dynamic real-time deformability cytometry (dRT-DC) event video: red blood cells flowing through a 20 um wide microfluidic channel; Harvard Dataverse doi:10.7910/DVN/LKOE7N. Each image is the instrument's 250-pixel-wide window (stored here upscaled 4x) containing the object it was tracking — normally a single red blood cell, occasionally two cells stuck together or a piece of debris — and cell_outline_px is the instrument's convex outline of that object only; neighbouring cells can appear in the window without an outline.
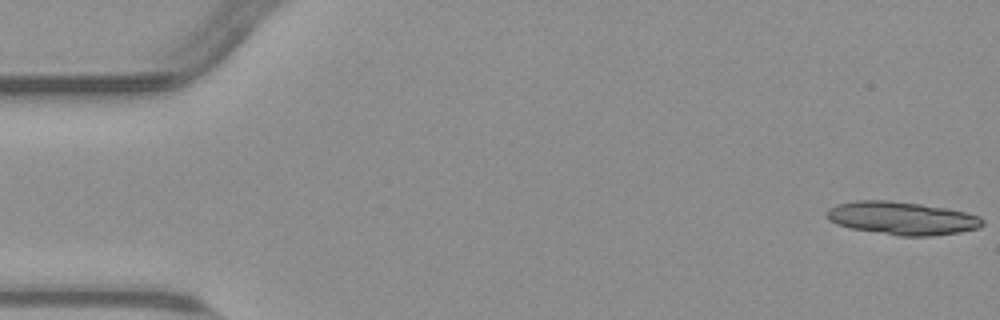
{"species": "common noctule bat (a hibernating species)", "species_latin": "Nyctalus noctula", "temperature_condition": "warm", "stored_images_in_passage": 15, "camera_frame_rate_fps": 3000, "um_per_image_px": 0.085, "animal": {"sex": "male", "body_mass_g": 23.1, "forearm_length_mm": 52.7}, "frame": {"image": 1, "passage_image": 1, "time_ms": 0.0, "image_size_px": [1000, 320], "cell_outline_px": [[984, 224], [980, 228], [960, 232], [932, 236], [900, 236], [848, 228], [836, 224], [828, 220], [828, 208], [836, 204], [856, 200], [888, 200], [920, 204], [944, 208], [964, 212], [980, 216], [984, 220]], "centroid_in_image_um": [76.66, 18.55], "position_along_channel_um": 8.3, "area_um2": 30.11}}